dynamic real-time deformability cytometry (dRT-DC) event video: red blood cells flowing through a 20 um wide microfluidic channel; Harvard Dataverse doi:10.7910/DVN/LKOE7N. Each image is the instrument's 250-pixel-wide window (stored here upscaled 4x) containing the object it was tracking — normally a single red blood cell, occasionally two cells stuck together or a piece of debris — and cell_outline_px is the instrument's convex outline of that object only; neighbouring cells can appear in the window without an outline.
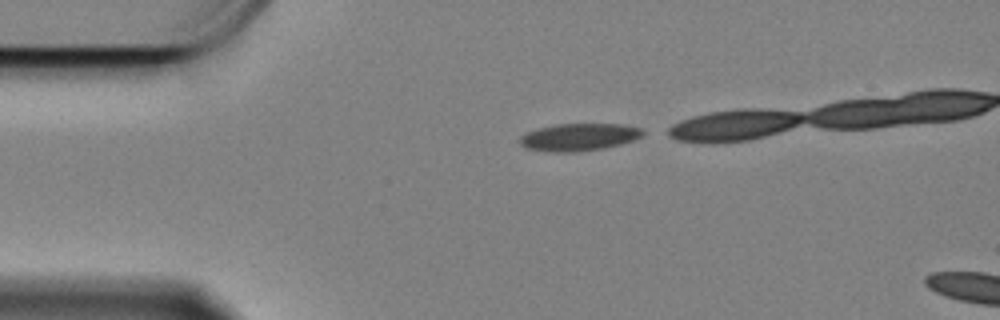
{"species": "Egyptian fruit bat (a non-hibernating species)", "species_latin": "Rousettus aegyptiacus", "temperature_condition": "cold", "stored_images_in_passage": 5, "camera_frame_rate_fps": 3000, "um_per_image_px": 0.085, "animal": {"sex": "female"}, "frame": {"image": 1, "passage_image": 1, "time_ms": 0.0, "image_size_px": [1000, 320], "cell_outline_px": [[644, 132], [640, 136], [632, 140], [620, 144], [600, 148], [572, 152], [556, 152], [528, 148], [520, 144], [520, 136], [528, 132], [540, 128], [556, 124], [620, 124], [640, 128]], "centroid_in_image_um": [49.19, 11.64], "position_along_channel_um": 35.8, "area_um2": 19.07}}